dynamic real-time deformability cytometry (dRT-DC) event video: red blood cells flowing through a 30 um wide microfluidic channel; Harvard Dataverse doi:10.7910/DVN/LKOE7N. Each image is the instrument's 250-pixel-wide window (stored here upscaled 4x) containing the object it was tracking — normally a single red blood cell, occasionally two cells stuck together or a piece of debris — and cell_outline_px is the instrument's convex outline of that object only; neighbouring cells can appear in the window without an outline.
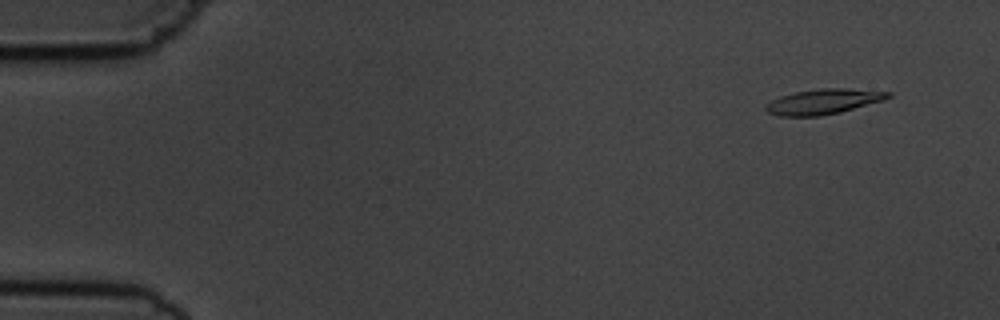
{"species": "common noctule bat (a hibernating species)", "species_latin": "Nyctalus noctula", "temperature_condition": "cold", "stored_images_in_passage": 5, "camera_frame_rate_fps": 3000, "um_per_image_px": 0.085, "animal": {"sex": "male", "body_mass_g": 19.5, "forearm_length_mm": 54.6}, "frame": {"image": 1, "passage_image": 1, "time_ms": 0.0, "image_size_px": [1000, 320], "cell_outline_px": [[892, 96], [884, 100], [840, 112], [820, 116], [780, 116], [768, 112], [764, 108], [772, 100], [780, 96], [796, 92], [820, 88], [844, 88], [892, 92]], "centroid_in_image_um": [70.02, 8.63], "position_along_channel_um": 15.0, "area_um2": 17.8}}
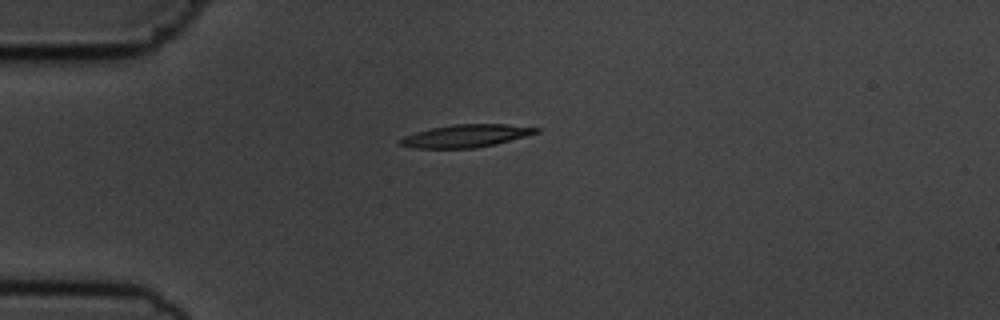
{"frame": {"image": 2, "passage_image": 4, "time_ms": 3.333, "image_size_px": [1000, 320], "cell_outline_px": [[540, 132], [496, 144], [476, 148], [412, 148], [400, 144], [400, 140], [404, 136], [416, 132], [432, 128], [456, 124], [508, 124], [540, 128]], "centroid_in_image_um": [39.64, 11.55], "position_along_channel_um": 45.4, "area_um2": 17.86}}